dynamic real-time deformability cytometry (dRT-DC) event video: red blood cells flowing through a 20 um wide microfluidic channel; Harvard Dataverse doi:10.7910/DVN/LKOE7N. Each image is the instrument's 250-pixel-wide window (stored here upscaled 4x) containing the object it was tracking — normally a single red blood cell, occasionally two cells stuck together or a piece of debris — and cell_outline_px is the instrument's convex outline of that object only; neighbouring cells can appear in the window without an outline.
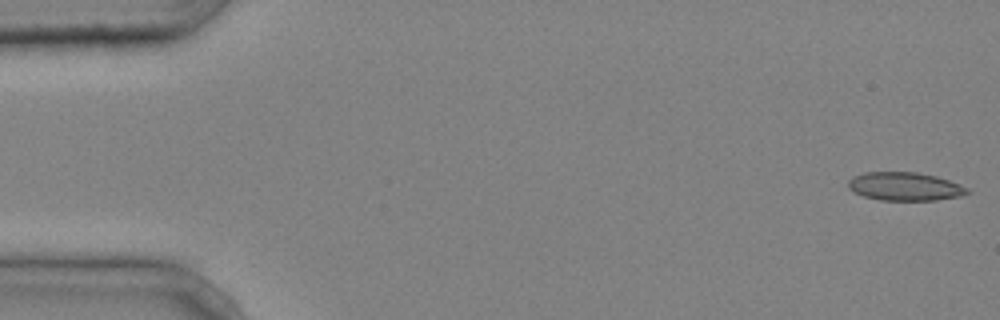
{"species": "common noctule bat (a hibernating species)", "species_latin": "Nyctalus noctula", "temperature_condition": "cold", "stored_images_in_passage": 6, "camera_frame_rate_fps": 3000, "um_per_image_px": 0.085, "animal": {"sex": "male", "body_mass_g": 20.4}, "frame": {"image": 1, "passage_image": 1, "time_ms": 0.0, "image_size_px": [1000, 320], "cell_outline_px": [[972, 192], [960, 196], [936, 200], [880, 200], [864, 196], [848, 188], [848, 180], [852, 176], [864, 172], [916, 172], [936, 176], [948, 180], [968, 188]], "centroid_in_image_um": [76.91, 15.84], "position_along_channel_um": 8.1, "area_um2": 19.65}}
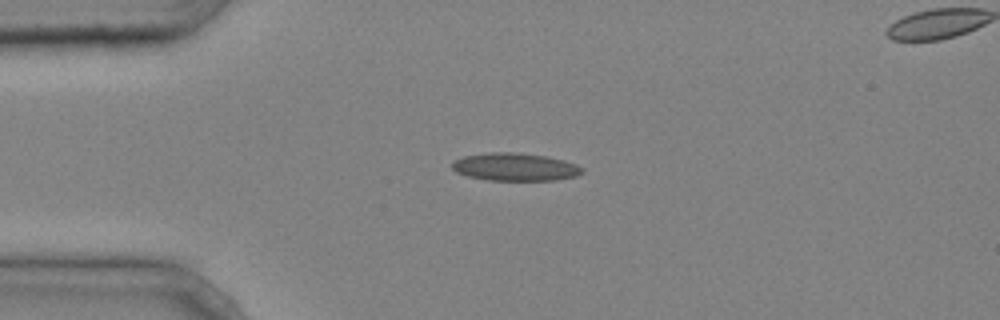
{"frame": {"image": 2, "passage_image": 4, "time_ms": 1.0, "image_size_px": [1000, 320], "cell_outline_px": [[584, 172], [576, 176], [556, 180], [488, 180], [468, 176], [456, 172], [452, 168], [452, 160], [464, 156], [492, 152], [520, 152], [548, 156], [564, 160], [576, 164], [584, 168]], "centroid_in_image_um": [43.8, 14.18], "position_along_channel_um": 41.2, "area_um2": 21.27}}